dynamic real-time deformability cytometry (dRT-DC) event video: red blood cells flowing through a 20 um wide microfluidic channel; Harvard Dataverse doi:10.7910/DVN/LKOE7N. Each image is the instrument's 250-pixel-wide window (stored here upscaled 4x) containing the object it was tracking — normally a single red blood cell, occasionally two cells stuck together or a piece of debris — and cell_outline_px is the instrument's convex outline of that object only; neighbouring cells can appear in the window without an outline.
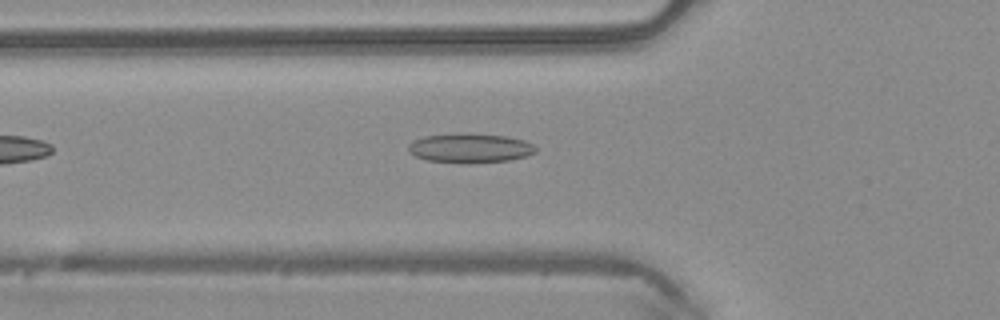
{"species": "common noctule bat (a hibernating species)", "species_latin": "Nyctalus noctula", "temperature_condition": "warm", "stored_images_in_passage": 9, "camera_frame_rate_fps": 3000, "um_per_image_px": 0.085, "animal": {"sex": "male", "body_mass_g": 20.4}, "frame": {"image": 1, "passage_image": 3, "time_ms": 0.667, "image_size_px": [1000, 320], "cell_outline_px": [[536, 152], [528, 156], [508, 160], [428, 160], [416, 156], [408, 152], [408, 144], [412, 140], [424, 136], [504, 136], [524, 140], [532, 144], [536, 148]], "centroid_in_image_um": [39.97, 12.58], "position_along_channel_um": 85.8, "area_um2": 19.77}}
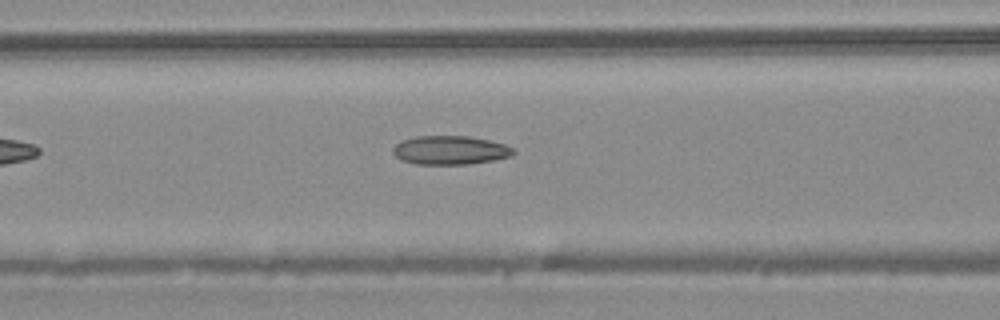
{"frame": {"image": 2, "passage_image": 6, "time_ms": 1.667, "image_size_px": [1000, 320], "cell_outline_px": [[516, 152], [512, 156], [492, 160], [468, 164], [416, 164], [400, 160], [392, 152], [392, 148], [400, 140], [416, 136], [468, 136], [488, 140], [504, 144], [512, 148]], "centroid_in_image_um": [38.22, 12.76], "position_along_channel_um": 128.4, "area_um2": 20.23}}